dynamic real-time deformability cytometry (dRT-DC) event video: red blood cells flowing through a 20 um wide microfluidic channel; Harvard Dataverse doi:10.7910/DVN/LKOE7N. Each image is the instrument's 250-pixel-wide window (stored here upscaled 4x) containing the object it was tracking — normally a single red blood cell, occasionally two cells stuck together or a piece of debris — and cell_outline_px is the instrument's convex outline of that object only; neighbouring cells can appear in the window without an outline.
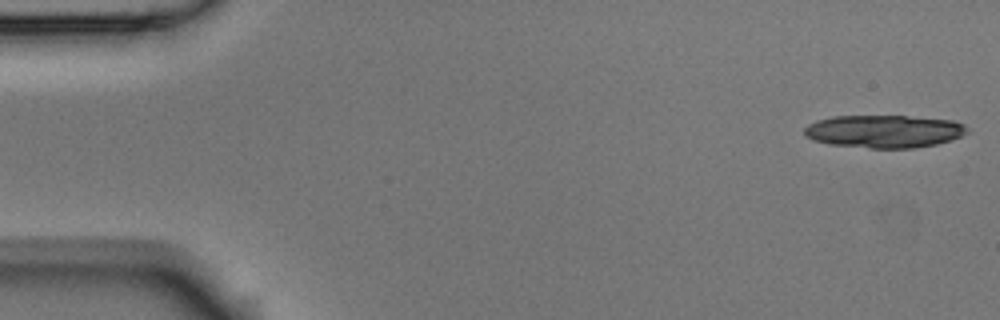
{"species": "Egyptian fruit bat (a non-hibernating species)", "species_latin": "Rousettus aegyptiacus", "temperature_condition": "room temperature", "stored_images_in_passage": 6, "segment_of_instrument_passage": [1, 2], "camera_frame_rate_fps": 3000, "um_per_image_px": 0.085, "animal": {"sex": "male"}, "frame": {"image": 1, "passage_image": 1, "time_ms": 0.0, "image_size_px": [1000, 320], "cell_outline_px": [[968, 132], [952, 140], [936, 144], [916, 148], [868, 148], [828, 144], [812, 140], [804, 136], [804, 128], [808, 124], [816, 120], [832, 116], [908, 116], [952, 120], [964, 124], [968, 128]], "centroid_in_image_um": [75.12, 11.17], "position_along_channel_um": 9.9, "area_um2": 31.39}}